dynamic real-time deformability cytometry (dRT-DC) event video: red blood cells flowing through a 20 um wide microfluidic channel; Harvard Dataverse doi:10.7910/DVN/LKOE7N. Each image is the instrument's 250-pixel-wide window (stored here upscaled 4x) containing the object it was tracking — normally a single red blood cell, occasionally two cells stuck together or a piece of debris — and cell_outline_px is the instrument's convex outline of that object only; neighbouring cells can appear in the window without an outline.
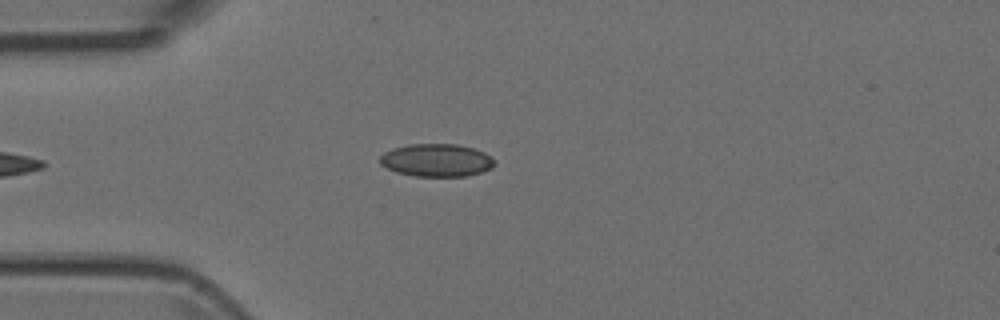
{"species": "Egyptian fruit bat (a non-hibernating species)", "species_latin": "Rousettus aegyptiacus", "temperature_condition": "room temperature", "stored_images_in_passage": 5, "camera_frame_rate_fps": 3000, "um_per_image_px": 0.085, "animal": {"sex": "female"}, "frame": {"image": 1, "passage_image": 5, "time_ms": 1.333, "image_size_px": [1000, 320], "cell_outline_px": [[496, 164], [492, 168], [468, 176], [416, 176], [396, 172], [380, 164], [380, 156], [384, 152], [392, 148], [408, 144], [456, 144], [472, 148], [484, 152]], "centroid_in_image_um": [37.08, 13.62], "position_along_channel_um": 47.9, "area_um2": 21.79}}